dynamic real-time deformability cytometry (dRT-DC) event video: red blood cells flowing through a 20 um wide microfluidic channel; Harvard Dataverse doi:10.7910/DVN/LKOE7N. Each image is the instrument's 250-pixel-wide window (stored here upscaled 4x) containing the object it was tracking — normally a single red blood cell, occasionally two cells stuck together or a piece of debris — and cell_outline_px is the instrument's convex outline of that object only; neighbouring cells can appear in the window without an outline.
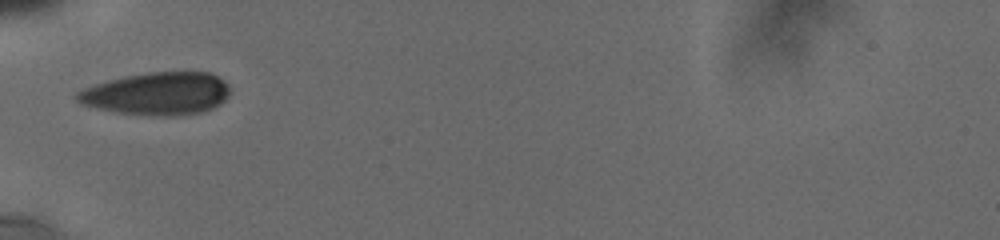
{"species": "human", "species_latin": "Homo sapiens", "temperature_condition": "cold", "stored_images_in_passage": 2, "camera_frame_rate_fps": 3000, "um_per_image_px": 0.085, "donor": {"sex": "male"}, "frame": {"image": 1, "passage_image": 1, "time_ms": 0.0, "image_size_px": [1000, 240], "cell_outline_px": [[228, 96], [220, 104], [204, 112], [176, 116], [148, 116], [116, 112], [80, 104], [72, 96], [76, 92], [84, 88], [108, 80], [124, 76], [148, 72], [208, 72], [224, 80], [228, 84]], "centroid_in_image_um": [13.33, 7.97], "position_along_channel_um": 71.7, "area_um2": 38.32}}